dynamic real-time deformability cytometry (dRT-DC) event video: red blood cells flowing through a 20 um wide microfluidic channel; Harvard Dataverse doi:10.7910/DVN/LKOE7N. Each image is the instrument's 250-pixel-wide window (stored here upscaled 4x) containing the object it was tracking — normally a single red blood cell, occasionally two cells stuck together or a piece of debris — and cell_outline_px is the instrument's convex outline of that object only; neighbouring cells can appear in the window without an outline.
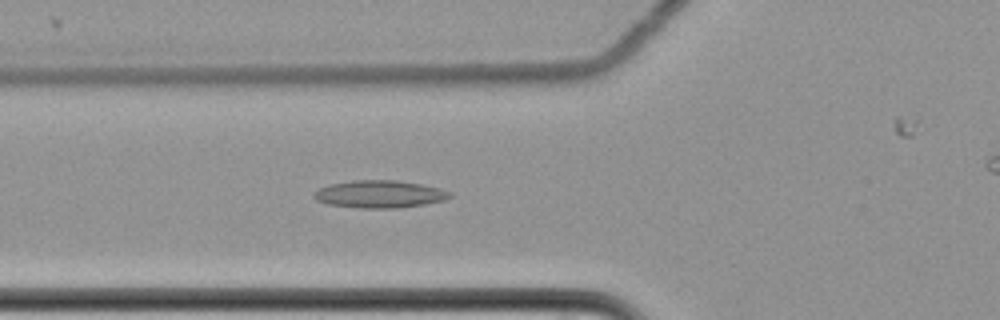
{"species": "common noctule bat (a hibernating species)", "species_latin": "Nyctalus noctula", "temperature_condition": "cold", "stored_images_in_passage": 30, "camera_frame_rate_fps": 3000, "um_per_image_px": 0.085, "animal": {"sex": "female", "body_mass_g": 22.7, "forearm_length_mm": 54.2}, "frame": {"image": 1, "passage_image": 4, "time_ms": 1.0, "image_size_px": [1000, 320], "cell_outline_px": [[452, 196], [444, 200], [424, 204], [400, 208], [364, 208], [328, 204], [316, 200], [312, 196], [312, 192], [328, 184], [352, 180], [396, 180], [420, 184], [440, 188], [452, 192]], "centroid_in_image_um": [32.25, 16.49], "position_along_channel_um": 93.6, "area_um2": 21.85}}
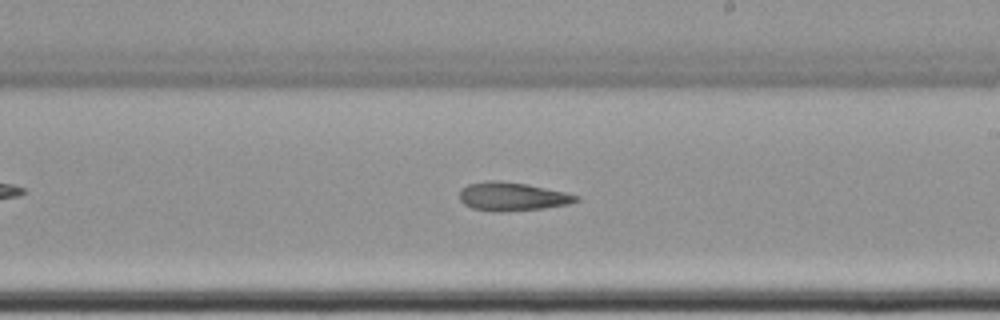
{"frame": {"image": 2, "passage_image": 17, "time_ms": 5.333, "image_size_px": [1000, 320], "cell_outline_px": [[580, 200], [568, 204], [544, 208], [500, 212], [472, 208], [464, 204], [460, 200], [460, 192], [468, 184], [488, 180], [492, 180], [524, 184], [564, 192], [580, 196]], "centroid_in_image_um": [43.54, 16.71], "position_along_channel_um": 245.5, "area_um2": 19.02}}
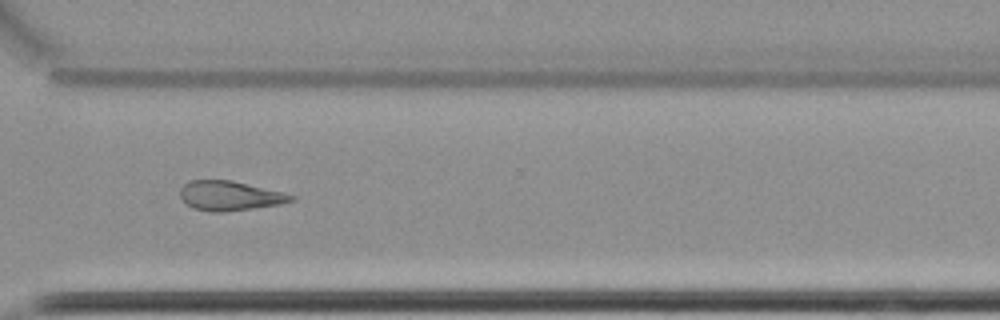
{"frame": {"image": 3, "passage_image": 26, "time_ms": 8.333, "image_size_px": [1000, 320], "cell_outline_px": [[296, 200], [280, 204], [224, 212], [208, 212], [192, 208], [180, 200], [180, 188], [188, 180], [232, 180], [284, 192], [296, 196]], "centroid_in_image_um": [19.51, 16.64], "position_along_channel_um": 351.1, "area_um2": 19.42}}